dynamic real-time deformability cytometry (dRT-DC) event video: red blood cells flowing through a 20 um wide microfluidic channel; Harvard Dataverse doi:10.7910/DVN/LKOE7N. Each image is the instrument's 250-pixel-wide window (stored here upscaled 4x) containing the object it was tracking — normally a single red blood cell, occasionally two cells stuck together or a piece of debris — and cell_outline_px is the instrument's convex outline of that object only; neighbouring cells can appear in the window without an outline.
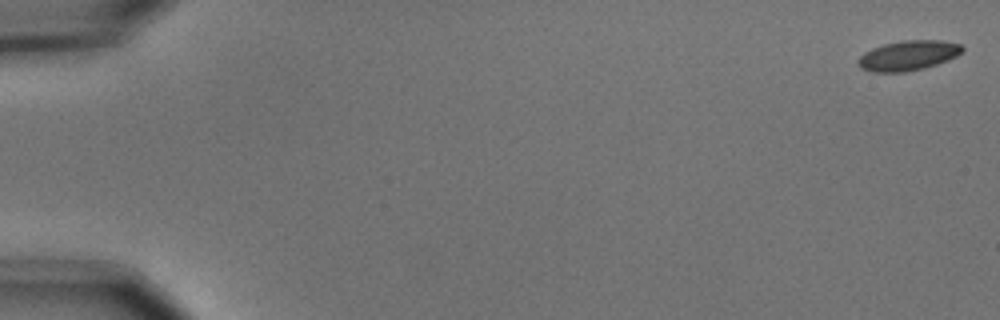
{"species": "common noctule bat (a hibernating species)", "species_latin": "Nyctalus noctula", "temperature_condition": "cold", "stored_images_in_passage": 8, "camera_frame_rate_fps": 3000, "um_per_image_px": 0.085, "animal": {"sex": "male", "body_mass_g": 15.6}, "frame": {"image": 1, "passage_image": 1, "time_ms": 0.0, "image_size_px": [1000, 320], "cell_outline_px": [[964, 48], [956, 56], [936, 64], [924, 68], [904, 72], [872, 72], [860, 68], [856, 64], [856, 60], [864, 52], [872, 48], [884, 44], [900, 40], [940, 40], [960, 44]], "centroid_in_image_um": [77.13, 4.72], "position_along_channel_um": 7.9, "area_um2": 18.21}}
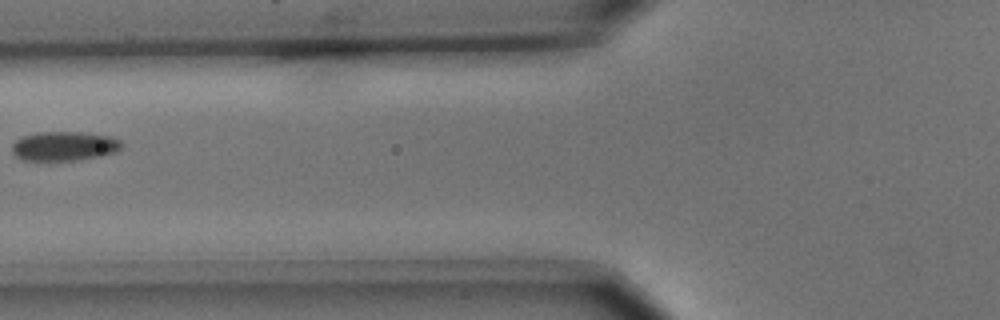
{"frame": {"image": 2, "passage_image": 7, "time_ms": 2.0, "image_size_px": [1000, 320], "cell_outline_px": [[124, 144], [116, 152], [100, 156], [80, 160], [36, 164], [20, 160], [12, 156], [12, 144], [16, 140], [24, 136], [36, 132], [80, 132], [108, 136], [120, 140]], "centroid_in_image_um": [5.36, 12.48], "position_along_channel_um": 120.4, "area_um2": 19.71}}
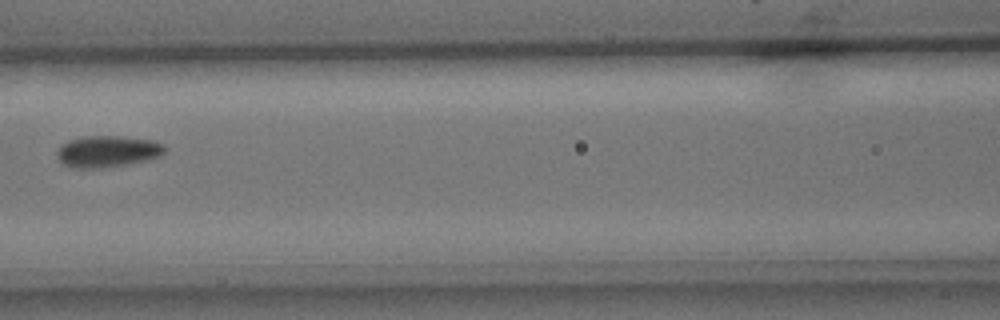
{"frame": {"image": 3, "passage_image": 8, "time_ms": 2.333, "image_size_px": [1000, 320], "cell_outline_px": [[164, 152], [160, 156], [148, 160], [128, 164], [100, 168], [72, 168], [64, 164], [56, 156], [56, 152], [68, 140], [84, 136], [120, 136], [152, 140], [164, 144]], "centroid_in_image_um": [9.14, 12.87], "position_along_channel_um": 157.5, "area_um2": 19.77}}